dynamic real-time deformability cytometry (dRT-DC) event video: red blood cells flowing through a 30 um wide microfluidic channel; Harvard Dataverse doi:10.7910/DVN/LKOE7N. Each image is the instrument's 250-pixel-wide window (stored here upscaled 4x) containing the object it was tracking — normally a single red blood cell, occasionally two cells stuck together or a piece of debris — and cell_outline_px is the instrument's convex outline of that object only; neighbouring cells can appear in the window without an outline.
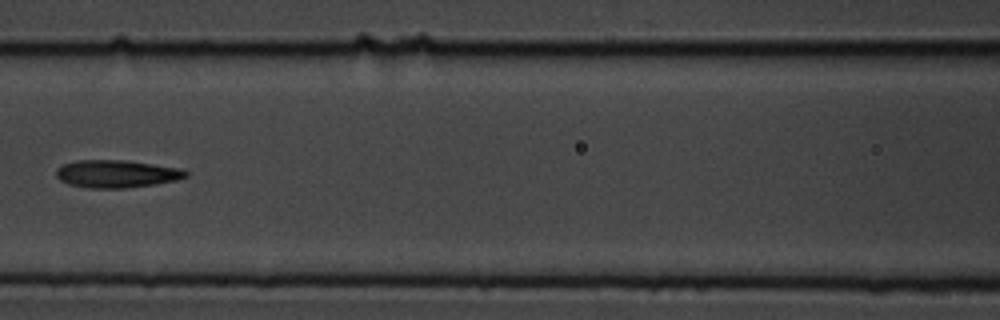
{"species": "common noctule bat (a hibernating species)", "species_latin": "Nyctalus noctula", "temperature_condition": "cold", "stored_images_in_passage": 9, "camera_frame_rate_fps": 3000, "um_per_image_px": 0.085, "animal": {"sex": "male", "body_mass_g": 19.5, "forearm_length_mm": 54.6}, "frame": {"image": 1, "passage_image": 6, "time_ms": 1.667, "image_size_px": [1000, 320], "cell_outline_px": [[188, 176], [176, 180], [152, 184], [124, 188], [92, 188], [68, 184], [60, 180], [56, 176], [56, 168], [64, 164], [76, 160], [124, 160], [180, 168], [188, 172]], "centroid_in_image_um": [9.88, 14.77], "position_along_channel_um": 156.7, "area_um2": 20.69}}
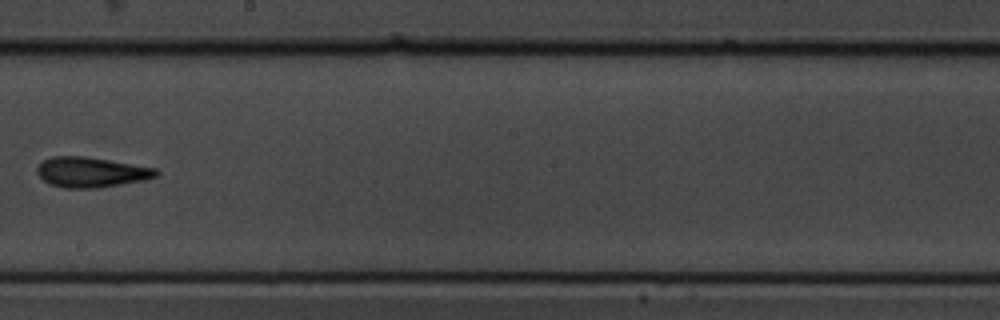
{"frame": {"image": 2, "passage_image": 8, "time_ms": 2.333, "image_size_px": [1000, 320], "cell_outline_px": [[160, 172], [156, 176], [144, 180], [96, 188], [64, 188], [52, 184], [44, 180], [36, 172], [36, 168], [44, 160], [52, 156], [84, 156], [156, 168]], "centroid_in_image_um": [7.74, 14.63], "position_along_channel_um": 240.5, "area_um2": 20.69}}
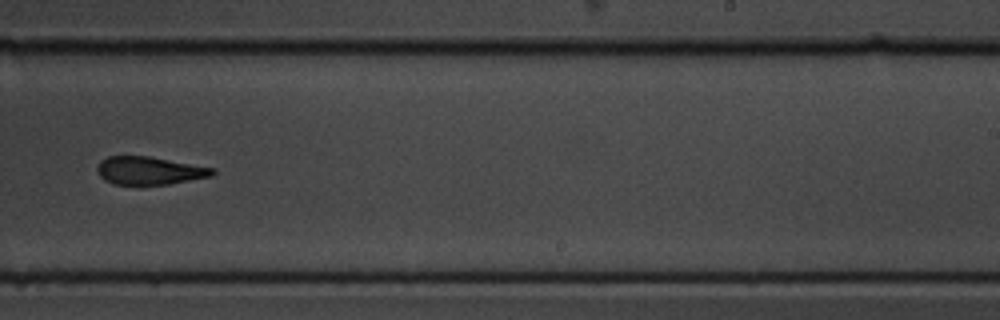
{"frame": {"image": 3, "passage_image": 9, "time_ms": 2.667, "image_size_px": [1000, 320], "cell_outline_px": [[216, 172], [212, 176], [168, 184], [112, 184], [104, 180], [100, 176], [96, 168], [100, 160], [108, 156], [148, 156], [216, 168]], "centroid_in_image_um": [12.7, 14.5], "position_along_channel_um": 276.3, "area_um2": 18.79}}